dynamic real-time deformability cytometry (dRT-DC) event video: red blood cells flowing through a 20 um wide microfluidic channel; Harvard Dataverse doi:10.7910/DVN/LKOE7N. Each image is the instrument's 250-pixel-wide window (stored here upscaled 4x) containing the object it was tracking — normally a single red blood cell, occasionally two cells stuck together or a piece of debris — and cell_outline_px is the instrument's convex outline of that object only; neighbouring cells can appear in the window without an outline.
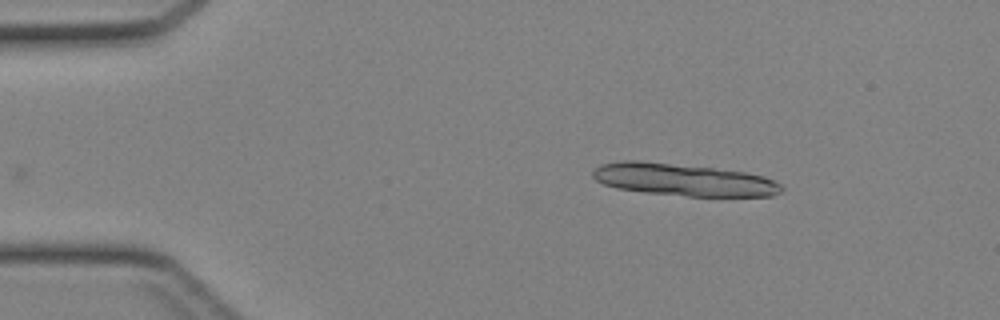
{"species": "Egyptian fruit bat (a non-hibernating species)", "species_latin": "Rousettus aegyptiacus", "temperature_condition": "cold", "stored_images_in_passage": 6, "segment_of_instrument_passage": [1, 2], "camera_frame_rate_fps": 3000, "um_per_image_px": 0.085, "animal": {"sex": "female"}, "frame": {"image": 1, "passage_image": 1, "time_ms": 0.0, "image_size_px": [1000, 320], "cell_outline_px": [[784, 192], [772, 196], [688, 196], [644, 192], [616, 188], [604, 184], [596, 180], [592, 176], [592, 172], [600, 164], [620, 160], [640, 160], [712, 168], [744, 172], [764, 176], [776, 180], [784, 188]], "centroid_in_image_um": [58.11, 15.28], "position_along_channel_um": 26.9, "area_um2": 35.6}}